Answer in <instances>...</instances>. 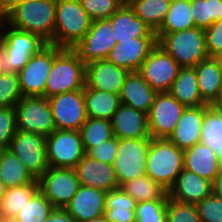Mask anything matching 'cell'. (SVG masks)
Returning a JSON list of instances; mask_svg holds the SVG:
<instances>
[{
    "mask_svg": "<svg viewBox=\"0 0 222 222\" xmlns=\"http://www.w3.org/2000/svg\"><path fill=\"white\" fill-rule=\"evenodd\" d=\"M107 192L80 185L77 193L64 208L76 222H87L104 215Z\"/></svg>",
    "mask_w": 222,
    "mask_h": 222,
    "instance_id": "obj_19",
    "label": "cell"
},
{
    "mask_svg": "<svg viewBox=\"0 0 222 222\" xmlns=\"http://www.w3.org/2000/svg\"><path fill=\"white\" fill-rule=\"evenodd\" d=\"M56 129L80 130L88 116L84 89L64 92L48 98Z\"/></svg>",
    "mask_w": 222,
    "mask_h": 222,
    "instance_id": "obj_13",
    "label": "cell"
},
{
    "mask_svg": "<svg viewBox=\"0 0 222 222\" xmlns=\"http://www.w3.org/2000/svg\"><path fill=\"white\" fill-rule=\"evenodd\" d=\"M220 171H222V153L220 154Z\"/></svg>",
    "mask_w": 222,
    "mask_h": 222,
    "instance_id": "obj_59",
    "label": "cell"
},
{
    "mask_svg": "<svg viewBox=\"0 0 222 222\" xmlns=\"http://www.w3.org/2000/svg\"><path fill=\"white\" fill-rule=\"evenodd\" d=\"M75 170L81 185L105 192L119 187L113 165L100 162L86 154Z\"/></svg>",
    "mask_w": 222,
    "mask_h": 222,
    "instance_id": "obj_18",
    "label": "cell"
},
{
    "mask_svg": "<svg viewBox=\"0 0 222 222\" xmlns=\"http://www.w3.org/2000/svg\"><path fill=\"white\" fill-rule=\"evenodd\" d=\"M32 1H40V0H10V2H32Z\"/></svg>",
    "mask_w": 222,
    "mask_h": 222,
    "instance_id": "obj_57",
    "label": "cell"
},
{
    "mask_svg": "<svg viewBox=\"0 0 222 222\" xmlns=\"http://www.w3.org/2000/svg\"><path fill=\"white\" fill-rule=\"evenodd\" d=\"M120 5H131L133 2L137 1V0H118Z\"/></svg>",
    "mask_w": 222,
    "mask_h": 222,
    "instance_id": "obj_56",
    "label": "cell"
},
{
    "mask_svg": "<svg viewBox=\"0 0 222 222\" xmlns=\"http://www.w3.org/2000/svg\"><path fill=\"white\" fill-rule=\"evenodd\" d=\"M213 194L222 198V171H219L217 177L212 182Z\"/></svg>",
    "mask_w": 222,
    "mask_h": 222,
    "instance_id": "obj_50",
    "label": "cell"
},
{
    "mask_svg": "<svg viewBox=\"0 0 222 222\" xmlns=\"http://www.w3.org/2000/svg\"><path fill=\"white\" fill-rule=\"evenodd\" d=\"M212 58L216 62L217 66L220 68V70L222 71V52L213 55Z\"/></svg>",
    "mask_w": 222,
    "mask_h": 222,
    "instance_id": "obj_52",
    "label": "cell"
},
{
    "mask_svg": "<svg viewBox=\"0 0 222 222\" xmlns=\"http://www.w3.org/2000/svg\"><path fill=\"white\" fill-rule=\"evenodd\" d=\"M85 153L92 147L114 137L111 121L88 117L80 129Z\"/></svg>",
    "mask_w": 222,
    "mask_h": 222,
    "instance_id": "obj_37",
    "label": "cell"
},
{
    "mask_svg": "<svg viewBox=\"0 0 222 222\" xmlns=\"http://www.w3.org/2000/svg\"><path fill=\"white\" fill-rule=\"evenodd\" d=\"M120 187L137 203L169 198L168 190L147 175L125 182Z\"/></svg>",
    "mask_w": 222,
    "mask_h": 222,
    "instance_id": "obj_34",
    "label": "cell"
},
{
    "mask_svg": "<svg viewBox=\"0 0 222 222\" xmlns=\"http://www.w3.org/2000/svg\"><path fill=\"white\" fill-rule=\"evenodd\" d=\"M185 108L169 92L157 93L148 113L151 138H168Z\"/></svg>",
    "mask_w": 222,
    "mask_h": 222,
    "instance_id": "obj_14",
    "label": "cell"
},
{
    "mask_svg": "<svg viewBox=\"0 0 222 222\" xmlns=\"http://www.w3.org/2000/svg\"><path fill=\"white\" fill-rule=\"evenodd\" d=\"M33 55L30 52L4 51L0 47V66L3 73H18Z\"/></svg>",
    "mask_w": 222,
    "mask_h": 222,
    "instance_id": "obj_46",
    "label": "cell"
},
{
    "mask_svg": "<svg viewBox=\"0 0 222 222\" xmlns=\"http://www.w3.org/2000/svg\"><path fill=\"white\" fill-rule=\"evenodd\" d=\"M0 74H3V70L1 69V66H0Z\"/></svg>",
    "mask_w": 222,
    "mask_h": 222,
    "instance_id": "obj_60",
    "label": "cell"
},
{
    "mask_svg": "<svg viewBox=\"0 0 222 222\" xmlns=\"http://www.w3.org/2000/svg\"><path fill=\"white\" fill-rule=\"evenodd\" d=\"M6 191V187L2 181V178L0 177V200L2 199V197L4 196Z\"/></svg>",
    "mask_w": 222,
    "mask_h": 222,
    "instance_id": "obj_54",
    "label": "cell"
},
{
    "mask_svg": "<svg viewBox=\"0 0 222 222\" xmlns=\"http://www.w3.org/2000/svg\"><path fill=\"white\" fill-rule=\"evenodd\" d=\"M194 25L207 29L222 19V0H190Z\"/></svg>",
    "mask_w": 222,
    "mask_h": 222,
    "instance_id": "obj_38",
    "label": "cell"
},
{
    "mask_svg": "<svg viewBox=\"0 0 222 222\" xmlns=\"http://www.w3.org/2000/svg\"><path fill=\"white\" fill-rule=\"evenodd\" d=\"M194 68L200 96L207 105L213 106L222 90V71L212 57L200 61Z\"/></svg>",
    "mask_w": 222,
    "mask_h": 222,
    "instance_id": "obj_27",
    "label": "cell"
},
{
    "mask_svg": "<svg viewBox=\"0 0 222 222\" xmlns=\"http://www.w3.org/2000/svg\"><path fill=\"white\" fill-rule=\"evenodd\" d=\"M212 194L211 181L184 168L168 191L169 198L189 204H197Z\"/></svg>",
    "mask_w": 222,
    "mask_h": 222,
    "instance_id": "obj_22",
    "label": "cell"
},
{
    "mask_svg": "<svg viewBox=\"0 0 222 222\" xmlns=\"http://www.w3.org/2000/svg\"><path fill=\"white\" fill-rule=\"evenodd\" d=\"M47 163L53 168H75L86 154L80 130L56 129L46 136Z\"/></svg>",
    "mask_w": 222,
    "mask_h": 222,
    "instance_id": "obj_7",
    "label": "cell"
},
{
    "mask_svg": "<svg viewBox=\"0 0 222 222\" xmlns=\"http://www.w3.org/2000/svg\"><path fill=\"white\" fill-rule=\"evenodd\" d=\"M156 37L157 44L181 67H195L209 57L204 29L192 27L174 33L156 34Z\"/></svg>",
    "mask_w": 222,
    "mask_h": 222,
    "instance_id": "obj_5",
    "label": "cell"
},
{
    "mask_svg": "<svg viewBox=\"0 0 222 222\" xmlns=\"http://www.w3.org/2000/svg\"><path fill=\"white\" fill-rule=\"evenodd\" d=\"M213 107L217 111L222 112V90H221V93H220V96H219L218 100L213 104Z\"/></svg>",
    "mask_w": 222,
    "mask_h": 222,
    "instance_id": "obj_53",
    "label": "cell"
},
{
    "mask_svg": "<svg viewBox=\"0 0 222 222\" xmlns=\"http://www.w3.org/2000/svg\"><path fill=\"white\" fill-rule=\"evenodd\" d=\"M137 202L120 186L107 192L104 216L109 222H135Z\"/></svg>",
    "mask_w": 222,
    "mask_h": 222,
    "instance_id": "obj_30",
    "label": "cell"
},
{
    "mask_svg": "<svg viewBox=\"0 0 222 222\" xmlns=\"http://www.w3.org/2000/svg\"><path fill=\"white\" fill-rule=\"evenodd\" d=\"M195 206L201 222H222V198L212 194Z\"/></svg>",
    "mask_w": 222,
    "mask_h": 222,
    "instance_id": "obj_45",
    "label": "cell"
},
{
    "mask_svg": "<svg viewBox=\"0 0 222 222\" xmlns=\"http://www.w3.org/2000/svg\"><path fill=\"white\" fill-rule=\"evenodd\" d=\"M195 27L191 3L188 0H172L166 17L156 34L174 33Z\"/></svg>",
    "mask_w": 222,
    "mask_h": 222,
    "instance_id": "obj_33",
    "label": "cell"
},
{
    "mask_svg": "<svg viewBox=\"0 0 222 222\" xmlns=\"http://www.w3.org/2000/svg\"><path fill=\"white\" fill-rule=\"evenodd\" d=\"M56 0L10 2V14L5 22L11 27L40 36L53 44Z\"/></svg>",
    "mask_w": 222,
    "mask_h": 222,
    "instance_id": "obj_1",
    "label": "cell"
},
{
    "mask_svg": "<svg viewBox=\"0 0 222 222\" xmlns=\"http://www.w3.org/2000/svg\"><path fill=\"white\" fill-rule=\"evenodd\" d=\"M40 192L51 202L54 208L64 209L80 187L75 168H53L38 179Z\"/></svg>",
    "mask_w": 222,
    "mask_h": 222,
    "instance_id": "obj_10",
    "label": "cell"
},
{
    "mask_svg": "<svg viewBox=\"0 0 222 222\" xmlns=\"http://www.w3.org/2000/svg\"><path fill=\"white\" fill-rule=\"evenodd\" d=\"M156 45L157 37H138L120 41L110 51L107 60L129 72H138Z\"/></svg>",
    "mask_w": 222,
    "mask_h": 222,
    "instance_id": "obj_16",
    "label": "cell"
},
{
    "mask_svg": "<svg viewBox=\"0 0 222 222\" xmlns=\"http://www.w3.org/2000/svg\"><path fill=\"white\" fill-rule=\"evenodd\" d=\"M0 222H14L12 219H0Z\"/></svg>",
    "mask_w": 222,
    "mask_h": 222,
    "instance_id": "obj_58",
    "label": "cell"
},
{
    "mask_svg": "<svg viewBox=\"0 0 222 222\" xmlns=\"http://www.w3.org/2000/svg\"><path fill=\"white\" fill-rule=\"evenodd\" d=\"M206 48L208 56L212 57L222 52V19L214 22L209 28L205 29Z\"/></svg>",
    "mask_w": 222,
    "mask_h": 222,
    "instance_id": "obj_48",
    "label": "cell"
},
{
    "mask_svg": "<svg viewBox=\"0 0 222 222\" xmlns=\"http://www.w3.org/2000/svg\"><path fill=\"white\" fill-rule=\"evenodd\" d=\"M54 206L38 190L14 217V222H45Z\"/></svg>",
    "mask_w": 222,
    "mask_h": 222,
    "instance_id": "obj_39",
    "label": "cell"
},
{
    "mask_svg": "<svg viewBox=\"0 0 222 222\" xmlns=\"http://www.w3.org/2000/svg\"><path fill=\"white\" fill-rule=\"evenodd\" d=\"M22 97L18 74H0V107L15 106Z\"/></svg>",
    "mask_w": 222,
    "mask_h": 222,
    "instance_id": "obj_41",
    "label": "cell"
},
{
    "mask_svg": "<svg viewBox=\"0 0 222 222\" xmlns=\"http://www.w3.org/2000/svg\"><path fill=\"white\" fill-rule=\"evenodd\" d=\"M15 110L19 131L49 136L56 130L50 103L44 96L22 97Z\"/></svg>",
    "mask_w": 222,
    "mask_h": 222,
    "instance_id": "obj_6",
    "label": "cell"
},
{
    "mask_svg": "<svg viewBox=\"0 0 222 222\" xmlns=\"http://www.w3.org/2000/svg\"><path fill=\"white\" fill-rule=\"evenodd\" d=\"M17 132L15 106L0 107V150H7Z\"/></svg>",
    "mask_w": 222,
    "mask_h": 222,
    "instance_id": "obj_43",
    "label": "cell"
},
{
    "mask_svg": "<svg viewBox=\"0 0 222 222\" xmlns=\"http://www.w3.org/2000/svg\"><path fill=\"white\" fill-rule=\"evenodd\" d=\"M113 29L107 19L94 20L83 39L72 49L80 60L87 64L95 60L107 59L116 45Z\"/></svg>",
    "mask_w": 222,
    "mask_h": 222,
    "instance_id": "obj_15",
    "label": "cell"
},
{
    "mask_svg": "<svg viewBox=\"0 0 222 222\" xmlns=\"http://www.w3.org/2000/svg\"><path fill=\"white\" fill-rule=\"evenodd\" d=\"M209 107L210 105H202L185 108L176 128L167 139L182 150L200 142L204 112Z\"/></svg>",
    "mask_w": 222,
    "mask_h": 222,
    "instance_id": "obj_21",
    "label": "cell"
},
{
    "mask_svg": "<svg viewBox=\"0 0 222 222\" xmlns=\"http://www.w3.org/2000/svg\"><path fill=\"white\" fill-rule=\"evenodd\" d=\"M86 64L70 48L54 45V60L48 74L45 98L85 87Z\"/></svg>",
    "mask_w": 222,
    "mask_h": 222,
    "instance_id": "obj_2",
    "label": "cell"
},
{
    "mask_svg": "<svg viewBox=\"0 0 222 222\" xmlns=\"http://www.w3.org/2000/svg\"><path fill=\"white\" fill-rule=\"evenodd\" d=\"M45 222H76V220L62 208H54Z\"/></svg>",
    "mask_w": 222,
    "mask_h": 222,
    "instance_id": "obj_49",
    "label": "cell"
},
{
    "mask_svg": "<svg viewBox=\"0 0 222 222\" xmlns=\"http://www.w3.org/2000/svg\"><path fill=\"white\" fill-rule=\"evenodd\" d=\"M38 190V180L31 184L6 189L4 196L0 200V219L13 220Z\"/></svg>",
    "mask_w": 222,
    "mask_h": 222,
    "instance_id": "obj_32",
    "label": "cell"
},
{
    "mask_svg": "<svg viewBox=\"0 0 222 222\" xmlns=\"http://www.w3.org/2000/svg\"><path fill=\"white\" fill-rule=\"evenodd\" d=\"M111 126L118 139L151 138L148 114L123 104L113 114Z\"/></svg>",
    "mask_w": 222,
    "mask_h": 222,
    "instance_id": "obj_20",
    "label": "cell"
},
{
    "mask_svg": "<svg viewBox=\"0 0 222 222\" xmlns=\"http://www.w3.org/2000/svg\"><path fill=\"white\" fill-rule=\"evenodd\" d=\"M10 14V0H0V22L5 21Z\"/></svg>",
    "mask_w": 222,
    "mask_h": 222,
    "instance_id": "obj_51",
    "label": "cell"
},
{
    "mask_svg": "<svg viewBox=\"0 0 222 222\" xmlns=\"http://www.w3.org/2000/svg\"><path fill=\"white\" fill-rule=\"evenodd\" d=\"M47 44L36 34L15 29L5 21L0 22V47L4 51L30 52L34 55Z\"/></svg>",
    "mask_w": 222,
    "mask_h": 222,
    "instance_id": "obj_26",
    "label": "cell"
},
{
    "mask_svg": "<svg viewBox=\"0 0 222 222\" xmlns=\"http://www.w3.org/2000/svg\"><path fill=\"white\" fill-rule=\"evenodd\" d=\"M92 21L110 18L121 6L118 0H79Z\"/></svg>",
    "mask_w": 222,
    "mask_h": 222,
    "instance_id": "obj_44",
    "label": "cell"
},
{
    "mask_svg": "<svg viewBox=\"0 0 222 222\" xmlns=\"http://www.w3.org/2000/svg\"><path fill=\"white\" fill-rule=\"evenodd\" d=\"M91 23L79 0H56L53 45L72 49L89 31Z\"/></svg>",
    "mask_w": 222,
    "mask_h": 222,
    "instance_id": "obj_4",
    "label": "cell"
},
{
    "mask_svg": "<svg viewBox=\"0 0 222 222\" xmlns=\"http://www.w3.org/2000/svg\"><path fill=\"white\" fill-rule=\"evenodd\" d=\"M54 60V45L48 43L34 54L17 73L23 97L44 96L48 74Z\"/></svg>",
    "mask_w": 222,
    "mask_h": 222,
    "instance_id": "obj_12",
    "label": "cell"
},
{
    "mask_svg": "<svg viewBox=\"0 0 222 222\" xmlns=\"http://www.w3.org/2000/svg\"><path fill=\"white\" fill-rule=\"evenodd\" d=\"M87 222H109V221L105 218L104 215H102Z\"/></svg>",
    "mask_w": 222,
    "mask_h": 222,
    "instance_id": "obj_55",
    "label": "cell"
},
{
    "mask_svg": "<svg viewBox=\"0 0 222 222\" xmlns=\"http://www.w3.org/2000/svg\"><path fill=\"white\" fill-rule=\"evenodd\" d=\"M151 138L118 139L113 163L118 185L146 175L147 151Z\"/></svg>",
    "mask_w": 222,
    "mask_h": 222,
    "instance_id": "obj_8",
    "label": "cell"
},
{
    "mask_svg": "<svg viewBox=\"0 0 222 222\" xmlns=\"http://www.w3.org/2000/svg\"><path fill=\"white\" fill-rule=\"evenodd\" d=\"M0 177L6 189L35 181L24 164L9 149L0 150Z\"/></svg>",
    "mask_w": 222,
    "mask_h": 222,
    "instance_id": "obj_31",
    "label": "cell"
},
{
    "mask_svg": "<svg viewBox=\"0 0 222 222\" xmlns=\"http://www.w3.org/2000/svg\"><path fill=\"white\" fill-rule=\"evenodd\" d=\"M181 66L158 44L143 61L138 73L157 93L169 92Z\"/></svg>",
    "mask_w": 222,
    "mask_h": 222,
    "instance_id": "obj_11",
    "label": "cell"
},
{
    "mask_svg": "<svg viewBox=\"0 0 222 222\" xmlns=\"http://www.w3.org/2000/svg\"><path fill=\"white\" fill-rule=\"evenodd\" d=\"M84 105L87 116L111 121L121 105L120 96L110 92L84 87Z\"/></svg>",
    "mask_w": 222,
    "mask_h": 222,
    "instance_id": "obj_29",
    "label": "cell"
},
{
    "mask_svg": "<svg viewBox=\"0 0 222 222\" xmlns=\"http://www.w3.org/2000/svg\"><path fill=\"white\" fill-rule=\"evenodd\" d=\"M200 142L213 151L222 153V112L210 106L203 116Z\"/></svg>",
    "mask_w": 222,
    "mask_h": 222,
    "instance_id": "obj_36",
    "label": "cell"
},
{
    "mask_svg": "<svg viewBox=\"0 0 222 222\" xmlns=\"http://www.w3.org/2000/svg\"><path fill=\"white\" fill-rule=\"evenodd\" d=\"M118 150V138L114 136L109 140H105L99 145L90 148L86 155L100 162L113 165Z\"/></svg>",
    "mask_w": 222,
    "mask_h": 222,
    "instance_id": "obj_47",
    "label": "cell"
},
{
    "mask_svg": "<svg viewBox=\"0 0 222 222\" xmlns=\"http://www.w3.org/2000/svg\"><path fill=\"white\" fill-rule=\"evenodd\" d=\"M156 94L138 72H129L119 96L121 104L148 114Z\"/></svg>",
    "mask_w": 222,
    "mask_h": 222,
    "instance_id": "obj_25",
    "label": "cell"
},
{
    "mask_svg": "<svg viewBox=\"0 0 222 222\" xmlns=\"http://www.w3.org/2000/svg\"><path fill=\"white\" fill-rule=\"evenodd\" d=\"M168 199L139 202L135 208V222H166Z\"/></svg>",
    "mask_w": 222,
    "mask_h": 222,
    "instance_id": "obj_40",
    "label": "cell"
},
{
    "mask_svg": "<svg viewBox=\"0 0 222 222\" xmlns=\"http://www.w3.org/2000/svg\"><path fill=\"white\" fill-rule=\"evenodd\" d=\"M184 169L211 182L220 171V154L202 142L183 150Z\"/></svg>",
    "mask_w": 222,
    "mask_h": 222,
    "instance_id": "obj_23",
    "label": "cell"
},
{
    "mask_svg": "<svg viewBox=\"0 0 222 222\" xmlns=\"http://www.w3.org/2000/svg\"><path fill=\"white\" fill-rule=\"evenodd\" d=\"M107 20L113 29L116 43L138 37H156V33L136 16L129 5H121Z\"/></svg>",
    "mask_w": 222,
    "mask_h": 222,
    "instance_id": "obj_24",
    "label": "cell"
},
{
    "mask_svg": "<svg viewBox=\"0 0 222 222\" xmlns=\"http://www.w3.org/2000/svg\"><path fill=\"white\" fill-rule=\"evenodd\" d=\"M169 93L186 108L207 105L200 96L194 67H181Z\"/></svg>",
    "mask_w": 222,
    "mask_h": 222,
    "instance_id": "obj_28",
    "label": "cell"
},
{
    "mask_svg": "<svg viewBox=\"0 0 222 222\" xmlns=\"http://www.w3.org/2000/svg\"><path fill=\"white\" fill-rule=\"evenodd\" d=\"M183 168L182 149L167 138H151L146 161L148 177L169 191Z\"/></svg>",
    "mask_w": 222,
    "mask_h": 222,
    "instance_id": "obj_3",
    "label": "cell"
},
{
    "mask_svg": "<svg viewBox=\"0 0 222 222\" xmlns=\"http://www.w3.org/2000/svg\"><path fill=\"white\" fill-rule=\"evenodd\" d=\"M166 222H201L195 204L182 203L168 198Z\"/></svg>",
    "mask_w": 222,
    "mask_h": 222,
    "instance_id": "obj_42",
    "label": "cell"
},
{
    "mask_svg": "<svg viewBox=\"0 0 222 222\" xmlns=\"http://www.w3.org/2000/svg\"><path fill=\"white\" fill-rule=\"evenodd\" d=\"M128 74L129 71L107 59L95 60L86 64L85 85L119 95Z\"/></svg>",
    "mask_w": 222,
    "mask_h": 222,
    "instance_id": "obj_17",
    "label": "cell"
},
{
    "mask_svg": "<svg viewBox=\"0 0 222 222\" xmlns=\"http://www.w3.org/2000/svg\"><path fill=\"white\" fill-rule=\"evenodd\" d=\"M172 0H137L130 7L147 26L156 32L162 25Z\"/></svg>",
    "mask_w": 222,
    "mask_h": 222,
    "instance_id": "obj_35",
    "label": "cell"
},
{
    "mask_svg": "<svg viewBox=\"0 0 222 222\" xmlns=\"http://www.w3.org/2000/svg\"><path fill=\"white\" fill-rule=\"evenodd\" d=\"M8 149L18 157L35 180L49 168L46 136L17 130Z\"/></svg>",
    "mask_w": 222,
    "mask_h": 222,
    "instance_id": "obj_9",
    "label": "cell"
}]
</instances>
